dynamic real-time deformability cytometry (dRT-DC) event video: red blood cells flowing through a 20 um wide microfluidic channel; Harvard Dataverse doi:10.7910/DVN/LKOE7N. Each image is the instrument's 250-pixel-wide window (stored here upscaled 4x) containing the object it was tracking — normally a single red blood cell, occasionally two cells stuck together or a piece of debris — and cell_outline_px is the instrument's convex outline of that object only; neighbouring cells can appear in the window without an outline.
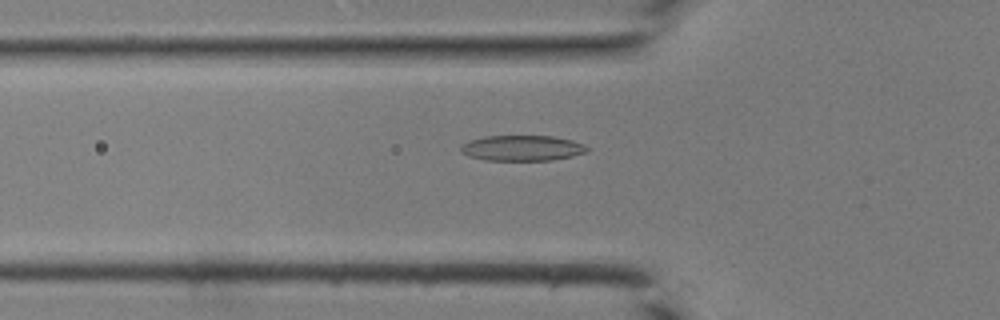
{"species": "common noctule bat (a hibernating species)", "species_latin": "Nyctalus noctula", "temperature_condition": "room temperature", "stored_images_in_passage": 42, "camera_frame_rate_fps": 3000, "um_per_image_px": 0.085, "animal": {"sex": "male", "body_mass_g": 19.0, "forearm_length_mm": 50.8}, "frame": {"image": 1, "passage_image": 15, "time_ms": 4.667, "image_size_px": [1000, 320], "cell_outline_px": [[592, 148], [584, 152], [572, 156], [552, 160], [484, 160], [468, 156], [460, 152], [460, 144], [468, 140], [484, 136], [552, 136], [572, 140], [584, 144]], "centroid_in_image_um": [44.34, 12.58], "position_along_channel_um": 81.5, "area_um2": 18.96}}
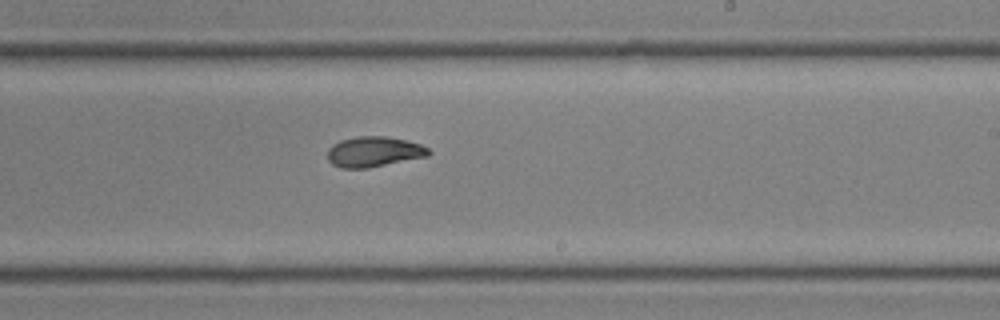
{"frame": {"image": 2, "passage_image": 26, "time_ms": 8.333, "image_size_px": [1000, 320], "cell_outline_px": [[432, 152], [428, 156], [368, 168], [340, 168], [332, 164], [328, 160], [328, 148], [332, 144], [340, 140], [356, 136], [388, 136], [420, 144], [428, 148]], "centroid_in_image_um": [31.76, 12.89], "position_along_channel_um": 257.2, "area_um2": 17.98}}
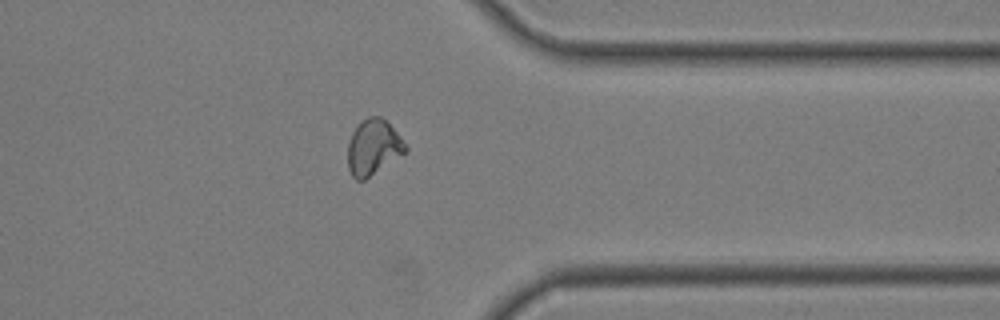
{"frame": {"image": 3, "passage_image": 34, "time_ms": 11.0, "image_size_px": [1000, 320], "cell_outline_px": [[408, 152], [364, 180], [356, 180], [352, 176], [348, 168], [348, 144], [352, 132], [360, 120], [368, 116], [380, 116], [400, 136], [408, 148]], "centroid_in_image_um": [31.73, 12.52], "position_along_channel_um": 379.7, "area_um2": 18.73}}